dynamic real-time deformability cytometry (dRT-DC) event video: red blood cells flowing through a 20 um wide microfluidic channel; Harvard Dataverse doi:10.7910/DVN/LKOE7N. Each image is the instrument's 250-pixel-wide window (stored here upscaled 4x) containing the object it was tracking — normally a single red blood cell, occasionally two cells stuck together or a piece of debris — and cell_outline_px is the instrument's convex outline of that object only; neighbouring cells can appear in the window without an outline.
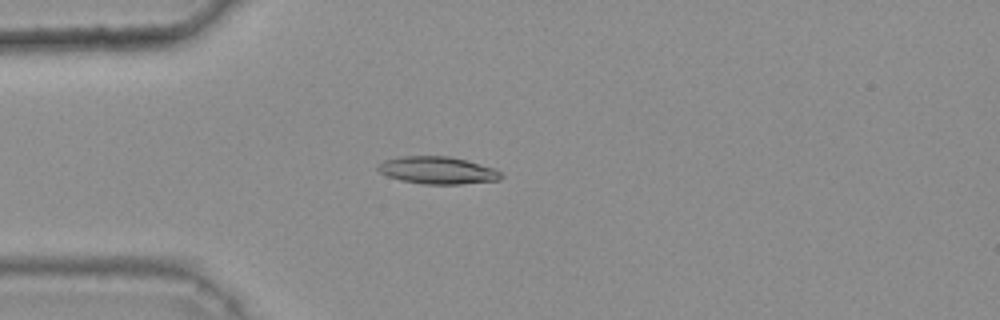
{"species": "common noctule bat (a hibernating species)", "species_latin": "Nyctalus noctula", "temperature_condition": "warm", "stored_images_in_passage": 43, "camera_frame_rate_fps": 3000, "um_per_image_px": 0.085, "animal": {"sex": "female", "body_mass_g": 25.1}, "frame": {"image": 1, "passage_image": 11, "time_ms": 3.333, "image_size_px": [1000, 320], "cell_outline_px": [[504, 176], [500, 180], [460, 184], [424, 184], [400, 180], [388, 176], [380, 172], [376, 168], [384, 160], [400, 156], [448, 156], [464, 160], [492, 168], [500, 172]], "centroid_in_image_um": [37.17, 14.48], "position_along_channel_um": 47.8, "area_um2": 19.42}}
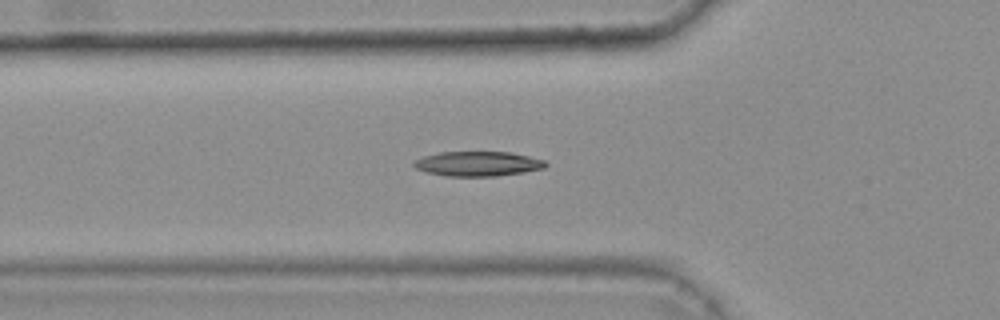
{"frame": {"image": 2, "passage_image": 15, "time_ms": 4.667, "image_size_px": [1000, 320], "cell_outline_px": [[548, 164], [544, 168], [524, 172], [496, 176], [448, 176], [428, 172], [416, 168], [412, 164], [416, 160], [424, 156], [440, 152], [512, 152], [544, 160]], "centroid_in_image_um": [40.64, 13.91], "position_along_channel_um": 85.2, "area_um2": 18.84}}
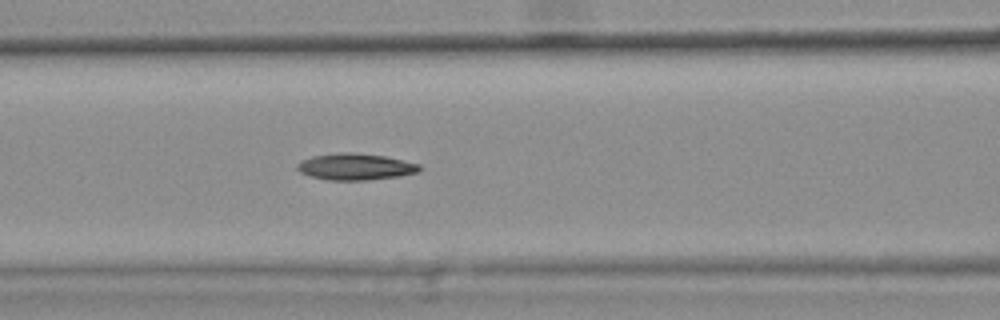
{"frame": {"image": 3, "passage_image": 19, "time_ms": 6.0, "image_size_px": [1000, 320], "cell_outline_px": [[420, 172], [400, 176], [368, 180], [328, 180], [312, 176], [300, 172], [296, 168], [296, 164], [300, 160], [312, 156], [340, 152], [348, 152], [384, 156], [420, 164]], "centroid_in_image_um": [30.2, 14.17], "position_along_channel_um": 136.4, "area_um2": 18.9}}